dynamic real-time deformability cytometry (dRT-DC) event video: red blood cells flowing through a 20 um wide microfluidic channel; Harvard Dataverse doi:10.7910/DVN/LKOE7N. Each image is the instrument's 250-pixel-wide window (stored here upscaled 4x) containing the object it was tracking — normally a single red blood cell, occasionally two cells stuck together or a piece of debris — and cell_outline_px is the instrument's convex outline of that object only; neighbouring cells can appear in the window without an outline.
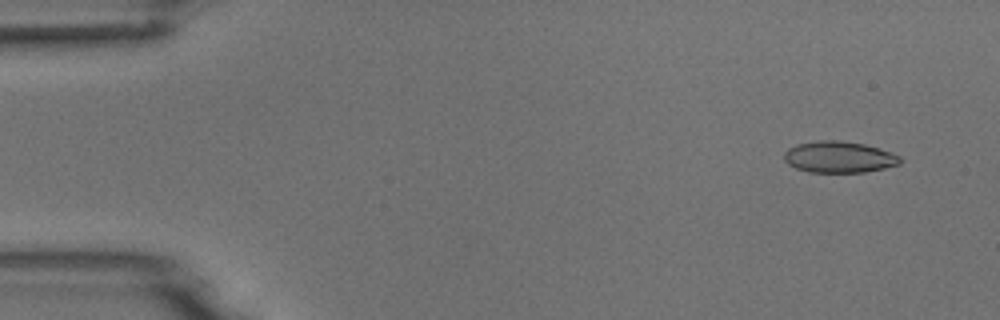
{"species": "common noctule bat (a hibernating species)", "species_latin": "Nyctalus noctula", "temperature_condition": "room temperature", "stored_images_in_passage": 5, "camera_frame_rate_fps": 3000, "um_per_image_px": 0.085, "animal": {"sex": "male", "body_mass_g": 18.8}, "frame": {"image": 1, "passage_image": 2, "time_ms": 1.0, "image_size_px": [1000, 320], "cell_outline_px": [[900, 164], [884, 168], [864, 172], [808, 172], [796, 168], [788, 164], [784, 160], [784, 152], [788, 148], [796, 144], [820, 140], [840, 140], [864, 144], [880, 148], [900, 156]], "centroid_in_image_um": [71.29, 13.34], "position_along_channel_um": 13.7, "area_um2": 21.27}}
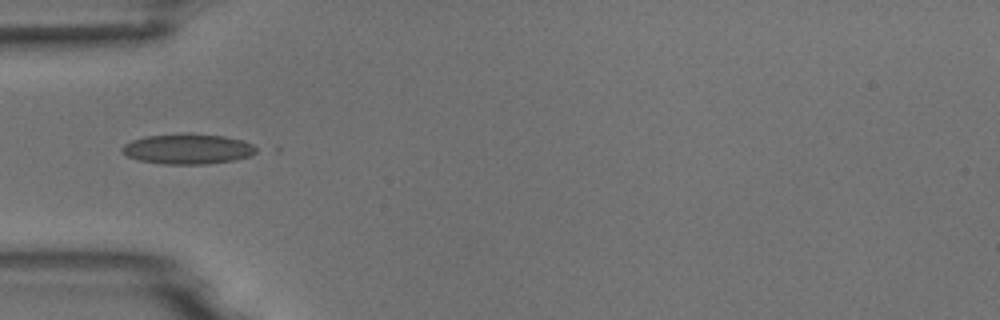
{"frame": {"image": 2, "passage_image": 5, "time_ms": 5.333, "image_size_px": [1000, 320], "cell_outline_px": [[260, 148], [256, 152], [248, 156], [236, 160], [208, 164], [164, 164], [140, 160], [128, 156], [120, 148], [124, 144], [132, 140], [144, 136], [184, 132], [192, 132], [224, 136], [244, 140]], "centroid_in_image_um": [16.0, 12.63], "position_along_channel_um": 69.0, "area_um2": 24.1}}